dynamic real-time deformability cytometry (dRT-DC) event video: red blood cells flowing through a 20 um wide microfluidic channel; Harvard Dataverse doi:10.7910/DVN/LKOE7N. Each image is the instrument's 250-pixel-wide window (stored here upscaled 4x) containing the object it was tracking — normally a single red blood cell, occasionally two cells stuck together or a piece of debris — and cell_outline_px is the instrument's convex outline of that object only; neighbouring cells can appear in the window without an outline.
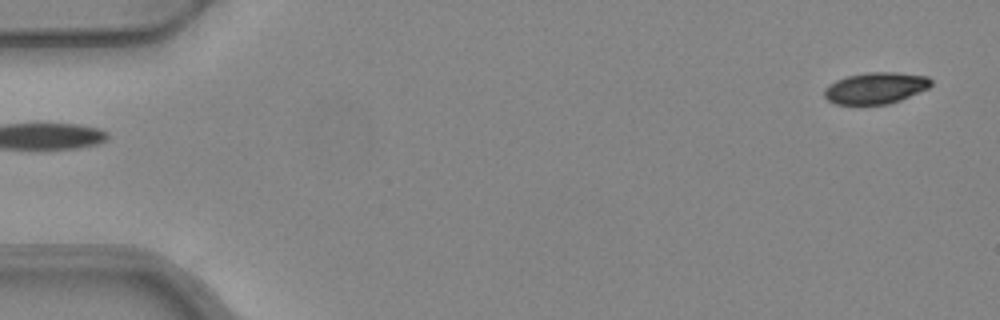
{"species": "common noctule bat (a hibernating species)", "species_latin": "Nyctalus noctula", "temperature_condition": "warm", "stored_images_in_passage": 2, "segment_of_instrument_passage": [2, 2], "camera_frame_rate_fps": 3000, "um_per_image_px": 0.085, "animal": {"sex": "female", "body_mass_g": 24.6, "forearm_length_mm": 56.2}, "frame": {"image": 1, "passage_image": 2, "time_ms": 0.333, "image_size_px": [1000, 320], "cell_outline_px": [[932, 84], [928, 88], [900, 100], [888, 104], [836, 104], [828, 100], [824, 96], [824, 92], [836, 80], [848, 76], [868, 72], [896, 72], [928, 76], [932, 80]], "centroid_in_image_um": [74.47, 7.48], "position_along_channel_um": 10.5, "area_um2": 19.31}}